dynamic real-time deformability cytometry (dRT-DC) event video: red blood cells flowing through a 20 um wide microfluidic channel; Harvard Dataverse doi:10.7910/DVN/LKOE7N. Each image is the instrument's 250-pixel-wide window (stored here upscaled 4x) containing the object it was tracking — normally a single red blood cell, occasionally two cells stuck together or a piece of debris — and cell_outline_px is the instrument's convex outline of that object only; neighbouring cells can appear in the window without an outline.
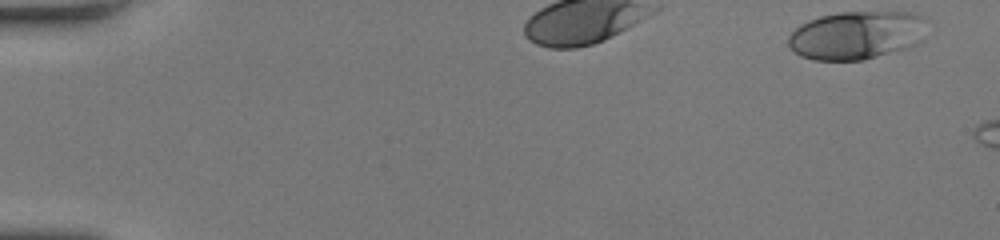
{"species": "human", "species_latin": "Homo sapiens", "temperature_condition": "room temperature", "stored_images_in_passage": 30, "camera_frame_rate_fps": 3000, "um_per_image_px": 0.085, "donor": {"sex": "female"}, "frame": {"image": 1, "passage_image": 1, "time_ms": 0.0, "image_size_px": [1000, 240], "cell_outline_px": [[916, 16], [896, 48], [860, 60], [816, 60], [804, 56], [796, 52], [788, 44], [788, 40], [792, 32], [796, 28], [812, 20], [824, 16], [844, 12], [904, 12]], "centroid_in_image_um": [72.29, 2.99], "position_along_channel_um": 12.7, "area_um2": 33.99}}
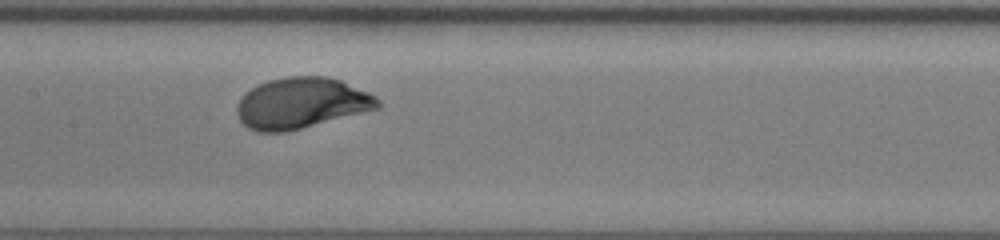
{"frame": {"image": 2, "passage_image": 15, "time_ms": 4.667, "image_size_px": [1000, 240], "cell_outline_px": [[380, 108], [284, 132], [260, 132], [248, 128], [240, 120], [236, 112], [236, 108], [240, 100], [252, 88], [268, 80], [288, 76], [324, 76], [340, 80], [368, 92], [376, 96], [380, 100]], "centroid_in_image_um": [25.63, 8.76], "position_along_channel_um": 181.8, "area_um2": 41.33}}
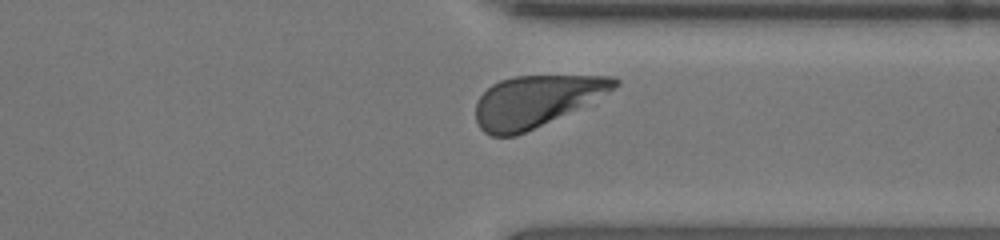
{"frame": {"image": 3, "passage_image": 27, "time_ms": 8.667, "image_size_px": [1000, 240], "cell_outline_px": [[620, 84], [516, 136], [492, 136], [484, 132], [480, 128], [476, 120], [476, 104], [480, 96], [492, 84], [500, 80], [516, 76], [612, 76], [620, 80]], "centroid_in_image_um": [45.42, 8.57], "position_along_channel_um": 366.0, "area_um2": 39.65}}